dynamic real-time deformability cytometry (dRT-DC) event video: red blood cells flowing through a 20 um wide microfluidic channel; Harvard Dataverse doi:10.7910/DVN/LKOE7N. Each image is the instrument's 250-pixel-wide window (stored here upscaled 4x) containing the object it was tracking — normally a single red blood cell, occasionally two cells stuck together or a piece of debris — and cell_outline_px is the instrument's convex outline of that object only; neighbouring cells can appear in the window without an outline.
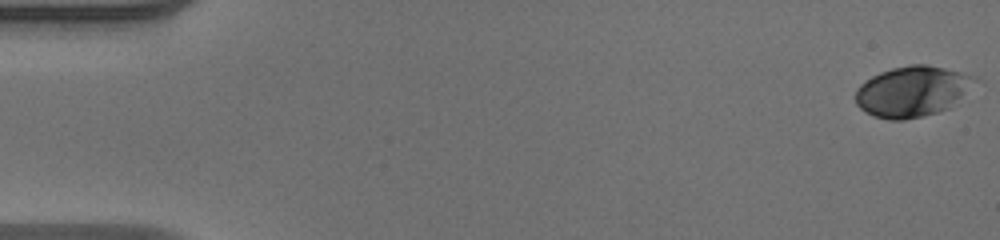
{"species": "human", "species_latin": "Homo sapiens", "temperature_condition": "warm", "stored_images_in_passage": 50, "camera_frame_rate_fps": 3000, "um_per_image_px": 0.085, "donor": {"sex": "male"}, "frame": {"image": 1, "passage_image": 1, "time_ms": 0.0, "image_size_px": [1000, 240], "cell_outline_px": [[984, 84], [948, 108], [924, 116], [904, 120], [888, 120], [872, 116], [864, 112], [856, 104], [856, 88], [860, 84], [872, 76], [880, 72], [892, 68], [912, 64], [928, 64], [976, 76]], "centroid_in_image_um": [77.65, 7.76], "position_along_channel_um": 7.4, "area_um2": 36.18}}
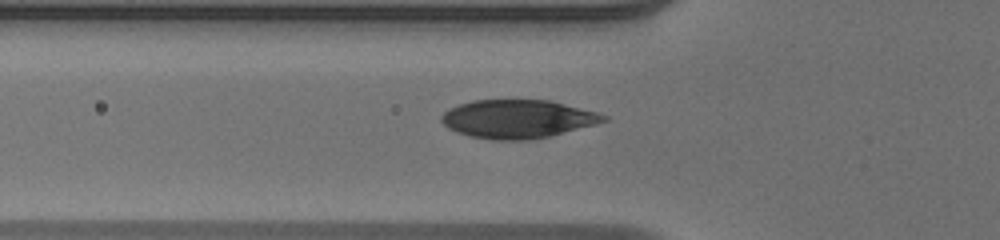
{"frame": {"image": 2, "passage_image": 18, "time_ms": 5.667, "image_size_px": [1000, 240], "cell_outline_px": [[608, 120], [596, 124], [548, 136], [528, 140], [492, 140], [472, 136], [456, 132], [448, 128], [440, 120], [440, 116], [448, 108], [472, 100], [548, 100], [596, 112], [608, 116]], "centroid_in_image_um": [43.96, 10.11], "position_along_channel_um": 81.8, "area_um2": 36.07}}
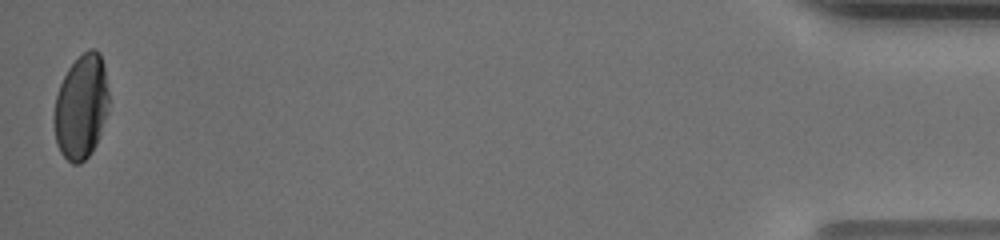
{"frame": {"image": 3, "passage_image": 50, "time_ms": 16.333, "image_size_px": [1000, 240], "cell_outline_px": [[108, 112], [96, 144], [92, 152], [80, 164], [72, 164], [60, 152], [56, 144], [52, 116], [56, 96], [60, 84], [68, 68], [88, 48], [96, 48], [100, 52], [104, 64], [108, 92]], "centroid_in_image_um": [6.89, 9.08], "position_along_channel_um": 428.3, "area_um2": 33.7}, "authors_computed_cell_mechanics": {"area_um2": 35.5759, "velocity_mm_per_s": 4.1129, "shape_relaxation_time_tau1_ms": 3.6315, "shape_relaxation_time_tau2_ms": null, "deformation_change_tau1": 0.1859, "deformation_change_tau2": null}}